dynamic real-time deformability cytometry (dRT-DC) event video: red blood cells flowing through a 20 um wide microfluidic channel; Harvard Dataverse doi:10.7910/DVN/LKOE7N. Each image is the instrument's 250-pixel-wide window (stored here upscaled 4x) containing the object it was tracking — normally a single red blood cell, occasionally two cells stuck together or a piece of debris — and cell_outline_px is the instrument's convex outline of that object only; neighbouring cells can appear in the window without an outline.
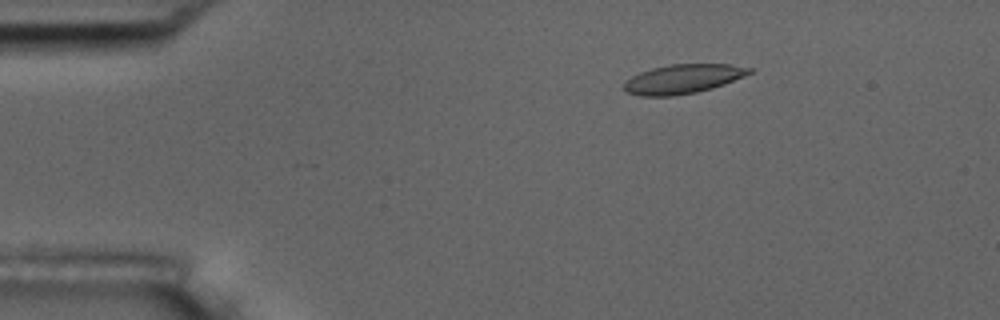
{"species": "common noctule bat (a hibernating species)", "species_latin": "Nyctalus noctula", "temperature_condition": "room temperature", "stored_images_in_passage": 4, "camera_frame_rate_fps": 3000, "um_per_image_px": 0.085, "animal": {"sex": "male", "body_mass_g": 17.5, "forearm_length_mm": 52.3}, "frame": {"image": 1, "passage_image": 1, "time_ms": 0.0, "image_size_px": [1000, 320], "cell_outline_px": [[752, 72], [744, 76], [724, 84], [712, 88], [696, 92], [672, 96], [640, 96], [624, 92], [624, 80], [640, 72], [652, 68], [672, 64], [732, 64], [752, 68]], "centroid_in_image_um": [58.02, 6.71], "position_along_channel_um": 27.0, "area_um2": 21.39}}